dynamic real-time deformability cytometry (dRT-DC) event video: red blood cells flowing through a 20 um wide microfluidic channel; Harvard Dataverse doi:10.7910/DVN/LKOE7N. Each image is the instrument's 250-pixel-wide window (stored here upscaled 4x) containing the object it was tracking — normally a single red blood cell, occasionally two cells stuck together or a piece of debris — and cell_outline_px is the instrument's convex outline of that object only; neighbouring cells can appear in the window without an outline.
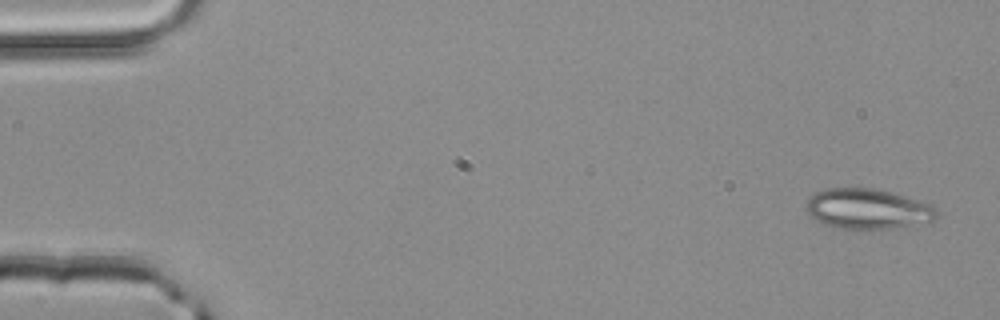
{"species": "common noctule bat (a hibernating species)", "species_latin": "Nyctalus noctula", "temperature_condition": "room temperature", "stored_images_in_passage": 4, "camera_frame_rate_fps": 3000, "um_per_image_px": 0.085, "animal": {"sex": "male", "body_mass_g": 20.4}, "frame": {"image": 1, "passage_image": 1, "time_ms": 0.0, "image_size_px": [1000, 320], "cell_outline_px": [[936, 216], [932, 220], [872, 232], [864, 232], [824, 224], [808, 216], [804, 208], [804, 204], [816, 192], [828, 188], [876, 188], [892, 192], [932, 204], [936, 208]], "centroid_in_image_um": [73.7, 17.78], "position_along_channel_um": 11.3, "area_um2": 31.15}}
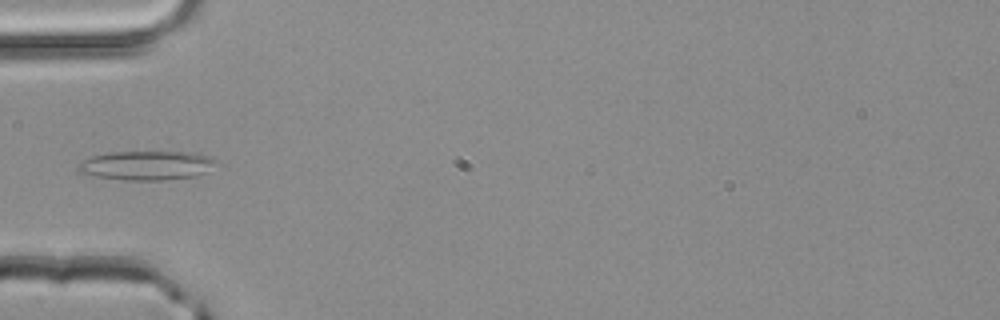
{"frame": {"image": 2, "passage_image": 4, "time_ms": 1.0, "image_size_px": [1000, 320], "cell_outline_px": [[220, 164], [196, 176], [164, 180], [124, 180], [96, 176], [80, 172], [76, 168], [76, 164], [92, 156], [108, 152], [192, 152], [208, 156], [216, 160]], "centroid_in_image_um": [12.48, 14.06], "position_along_channel_um": 72.5, "area_um2": 23.52}}